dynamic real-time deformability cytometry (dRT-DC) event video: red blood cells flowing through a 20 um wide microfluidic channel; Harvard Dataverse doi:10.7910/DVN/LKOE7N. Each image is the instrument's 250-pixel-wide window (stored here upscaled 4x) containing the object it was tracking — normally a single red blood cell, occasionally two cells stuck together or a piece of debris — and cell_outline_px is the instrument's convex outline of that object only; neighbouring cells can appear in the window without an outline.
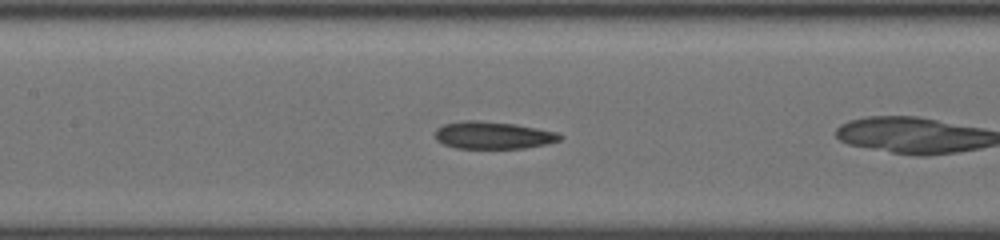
{"species": "common noctule bat (a hibernating species)", "species_latin": "Nyctalus noctula", "temperature_condition": "cold", "stored_images_in_passage": 19, "camera_frame_rate_fps": 3000, "um_per_image_px": 0.085, "animal": {"sex": "female", "body_mass_g": 19.5, "forearm_length_mm": 54.1}, "frame": {"image": 1, "passage_image": 9, "time_ms": 2.667, "image_size_px": [1000, 240], "cell_outline_px": [[564, 136], [560, 140], [548, 144], [524, 148], [456, 148], [444, 144], [436, 140], [436, 128], [444, 124], [464, 120], [480, 120], [512, 124], [556, 132]], "centroid_in_image_um": [41.9, 11.5], "position_along_channel_um": 165.5, "area_um2": 19.77}}